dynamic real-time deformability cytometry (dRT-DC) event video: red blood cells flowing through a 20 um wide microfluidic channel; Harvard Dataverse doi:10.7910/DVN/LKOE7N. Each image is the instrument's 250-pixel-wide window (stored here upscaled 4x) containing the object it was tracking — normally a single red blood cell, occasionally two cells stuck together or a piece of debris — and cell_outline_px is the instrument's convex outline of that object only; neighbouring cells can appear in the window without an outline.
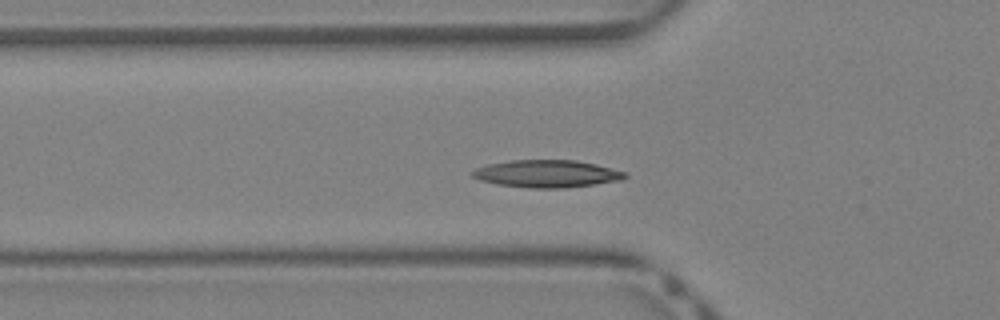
{"species": "Egyptian fruit bat (a non-hibernating species)", "species_latin": "Rousettus aegyptiacus", "temperature_condition": "warm", "stored_images_in_passage": 38, "camera_frame_rate_fps": 3000, "um_per_image_px": 0.085, "animal": {"sex": "female"}, "frame": {"image": 1, "passage_image": 10, "time_ms": 3.0, "image_size_px": [1000, 320], "cell_outline_px": [[628, 176], [624, 180], [564, 188], [528, 188], [496, 184], [480, 180], [472, 176], [472, 172], [476, 168], [488, 164], [512, 160], [576, 160], [596, 164], [624, 172]], "centroid_in_image_um": [46.49, 14.77], "position_along_channel_um": 79.3, "area_um2": 24.33}}
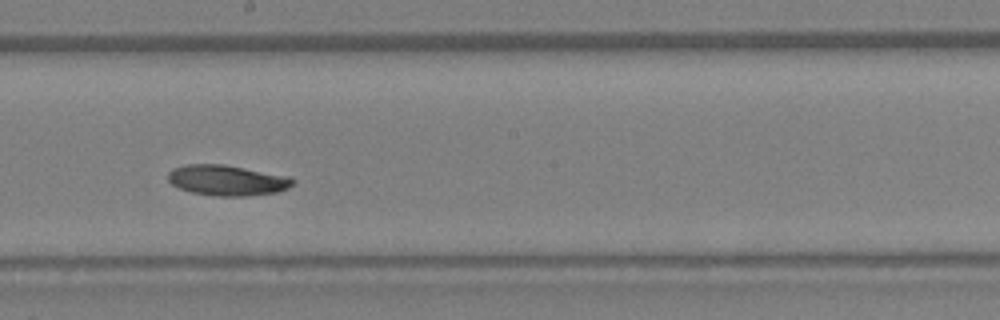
{"frame": {"image": 2, "passage_image": 19, "time_ms": 6.0, "image_size_px": [1000, 320], "cell_outline_px": [[296, 180], [288, 188], [276, 192], [248, 196], [216, 196], [192, 192], [180, 188], [172, 184], [168, 180], [168, 172], [172, 168], [188, 164], [224, 164], [292, 176]], "centroid_in_image_um": [19.34, 15.31], "position_along_channel_um": 228.9, "area_um2": 22.37}}
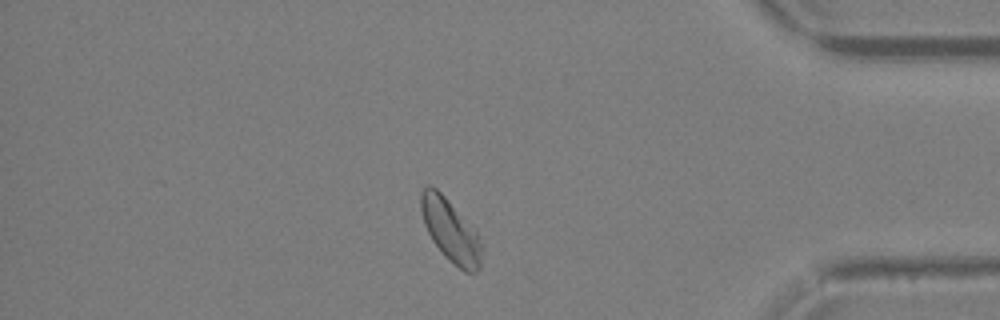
{"frame": {"image": 3, "passage_image": 31, "time_ms": 10.0, "image_size_px": [1000, 320], "cell_outline_px": [[480, 268], [476, 272], [464, 272], [448, 260], [444, 256], [432, 240], [424, 224], [420, 208], [420, 192], [428, 184], [436, 188], [444, 196], [480, 236]], "centroid_in_image_um": [38.26, 19.6], "position_along_channel_um": 396.9, "area_um2": 21.85}, "authors_computed_cell_mechanics": {"area_um2": 22.5131, "velocity_mm_per_s": 4.999, "shape_relaxation_time_tau1_ms": 4.6645, "shape_relaxation_time_tau2_ms": null, "deformation_change_tau1": 0.1223, "deformation_change_tau2": null}}